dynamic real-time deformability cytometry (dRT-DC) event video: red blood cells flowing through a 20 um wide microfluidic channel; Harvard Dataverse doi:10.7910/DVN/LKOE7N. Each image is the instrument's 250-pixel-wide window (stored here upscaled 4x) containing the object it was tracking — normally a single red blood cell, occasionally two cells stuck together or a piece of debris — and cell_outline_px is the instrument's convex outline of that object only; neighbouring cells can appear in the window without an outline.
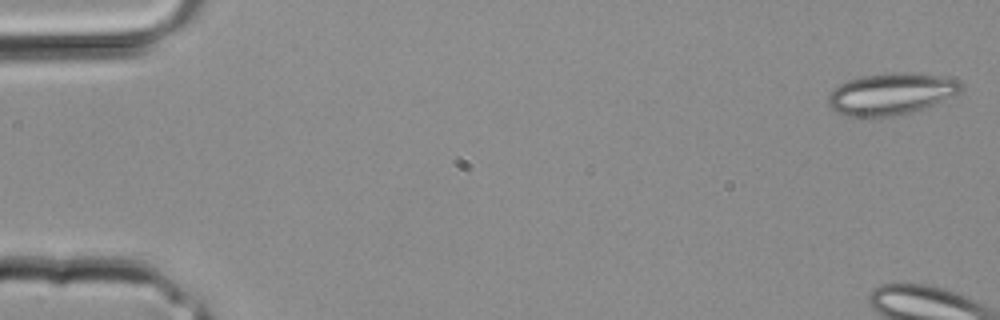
{"species": "common noctule bat (a hibernating species)", "species_latin": "Nyctalus noctula", "temperature_condition": "room temperature", "stored_images_in_passage": 5, "camera_frame_rate_fps": 3000, "um_per_image_px": 0.085, "animal": {"sex": "male", "body_mass_g": 20.4}, "frame": {"image": 1, "passage_image": 1, "time_ms": 0.0, "image_size_px": [1000, 320], "cell_outline_px": [[964, 88], [960, 92], [952, 96], [932, 104], [900, 116], [872, 120], [848, 116], [836, 112], [828, 104], [828, 96], [840, 84], [848, 80], [864, 76], [896, 72], [900, 72], [936, 76], [960, 80]], "centroid_in_image_um": [75.7, 8.03], "position_along_channel_um": 9.3, "area_um2": 32.43}}